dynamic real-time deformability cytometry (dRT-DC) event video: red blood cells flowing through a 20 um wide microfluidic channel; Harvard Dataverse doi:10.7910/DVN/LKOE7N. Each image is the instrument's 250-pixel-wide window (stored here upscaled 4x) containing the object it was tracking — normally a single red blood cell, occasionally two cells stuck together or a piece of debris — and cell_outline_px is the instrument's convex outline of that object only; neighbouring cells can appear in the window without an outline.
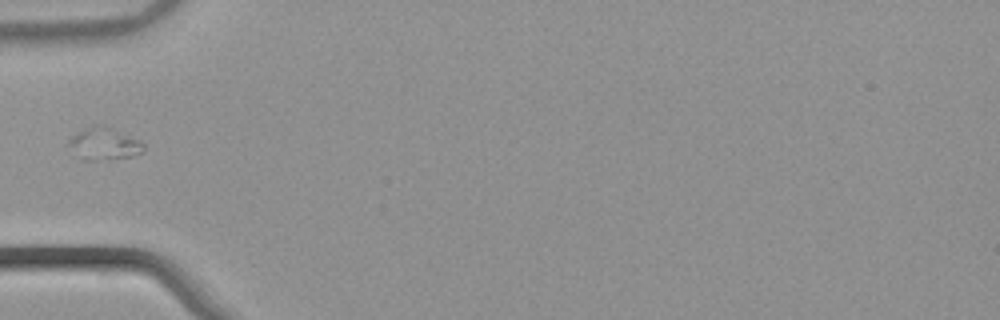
{"species": "common noctule bat (a hibernating species)", "species_latin": "Nyctalus noctula", "temperature_condition": "warm", "stored_images_in_passage": 36, "segment_of_instrument_passage": [1, 2], "camera_frame_rate_fps": 3000, "um_per_image_px": 0.085, "animal": {"sex": "male", "body_mass_g": 21.5, "forearm_length_mm": 52.0}, "frame": {"image": 1, "passage_image": 1, "time_ms": 0.0, "image_size_px": [1000, 320], "cell_outline_px": [[144, 152], [132, 156], [104, 156], [68, 140], [72, 136], [84, 128], [100, 124], [104, 124], [140, 140], [144, 144]], "centroid_in_image_um": [9.18, 12.02], "position_along_channel_um": 75.8, "area_um2": 11.39}}